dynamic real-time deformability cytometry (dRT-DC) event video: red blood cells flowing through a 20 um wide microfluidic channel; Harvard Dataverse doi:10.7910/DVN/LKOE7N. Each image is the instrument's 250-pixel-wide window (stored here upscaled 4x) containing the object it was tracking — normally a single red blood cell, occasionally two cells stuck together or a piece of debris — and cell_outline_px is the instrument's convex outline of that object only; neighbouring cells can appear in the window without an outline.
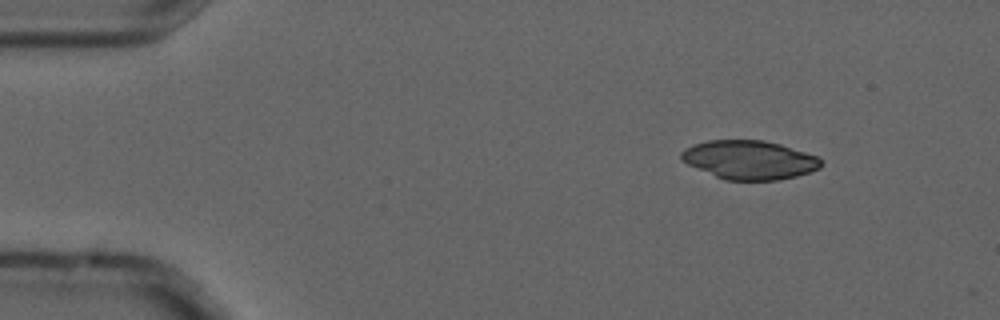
{"species": "common noctule bat (a hibernating species)", "species_latin": "Nyctalus noctula", "temperature_condition": "cold", "stored_images_in_passage": 4, "camera_frame_rate_fps": 3000, "um_per_image_px": 0.085, "animal": {"sex": "male", "forearm_length_mm": 52.5}, "frame": {"image": 1, "passage_image": 1, "time_ms": 0.0, "image_size_px": [1000, 320], "cell_outline_px": [[824, 160], [820, 168], [796, 176], [776, 180], [724, 180], [688, 164], [680, 160], [680, 152], [684, 148], [692, 144], [708, 140], [764, 140], [780, 144], [816, 156]], "centroid_in_image_um": [63.67, 13.58], "position_along_channel_um": 21.3, "area_um2": 31.62}}